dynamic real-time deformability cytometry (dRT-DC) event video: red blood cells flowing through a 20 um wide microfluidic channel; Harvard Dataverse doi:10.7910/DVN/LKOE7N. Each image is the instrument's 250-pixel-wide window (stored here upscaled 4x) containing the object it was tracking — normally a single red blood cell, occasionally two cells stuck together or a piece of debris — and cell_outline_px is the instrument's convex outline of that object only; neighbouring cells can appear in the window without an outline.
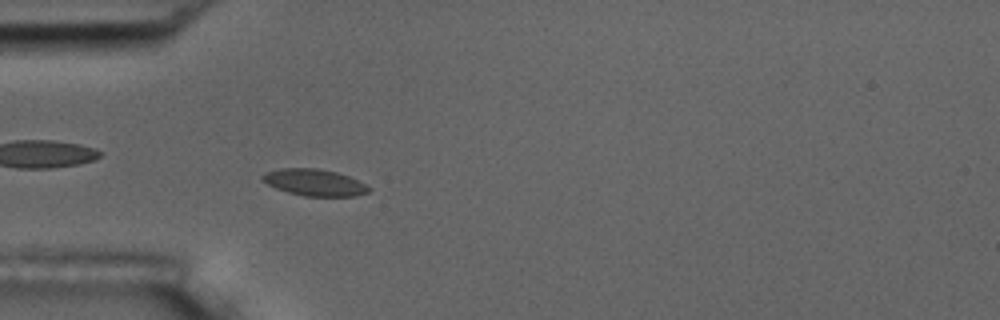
{"species": "common noctule bat (a hibernating species)", "species_latin": "Nyctalus noctula", "temperature_condition": "room temperature", "stored_images_in_passage": 56, "camera_frame_rate_fps": 3000, "um_per_image_px": 0.085, "animal": {"sex": "male", "body_mass_g": 17.5, "forearm_length_mm": 52.3}, "frame": {"image": 1, "passage_image": 17, "time_ms": 5.333, "image_size_px": [1000, 320], "cell_outline_px": [[372, 188], [368, 192], [356, 196], [304, 196], [288, 192], [276, 188], [260, 180], [260, 176], [264, 172], [280, 168], [316, 168], [336, 172], [348, 176]], "centroid_in_image_um": [26.68, 15.5], "position_along_channel_um": 58.3, "area_um2": 16.53}}
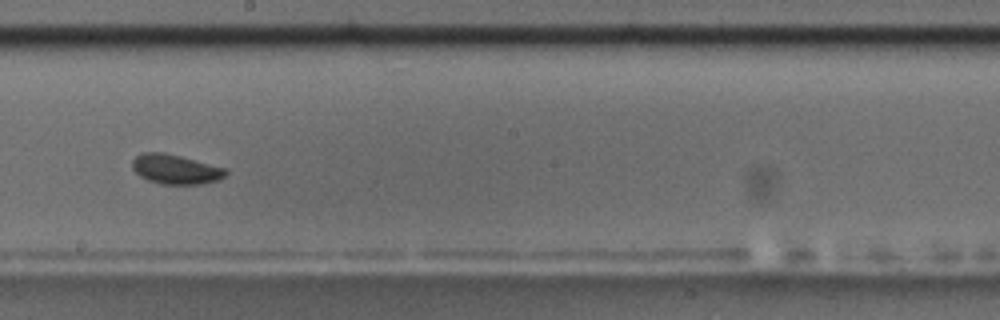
{"frame": {"image": 2, "passage_image": 32, "time_ms": 10.333, "image_size_px": [1000, 320], "cell_outline_px": [[228, 172], [220, 180], [204, 184], [160, 184], [148, 180], [140, 176], [132, 168], [132, 160], [136, 156], [144, 152], [164, 152], [228, 168]], "centroid_in_image_um": [14.95, 14.39], "position_along_channel_um": 233.2, "area_um2": 16.3}}